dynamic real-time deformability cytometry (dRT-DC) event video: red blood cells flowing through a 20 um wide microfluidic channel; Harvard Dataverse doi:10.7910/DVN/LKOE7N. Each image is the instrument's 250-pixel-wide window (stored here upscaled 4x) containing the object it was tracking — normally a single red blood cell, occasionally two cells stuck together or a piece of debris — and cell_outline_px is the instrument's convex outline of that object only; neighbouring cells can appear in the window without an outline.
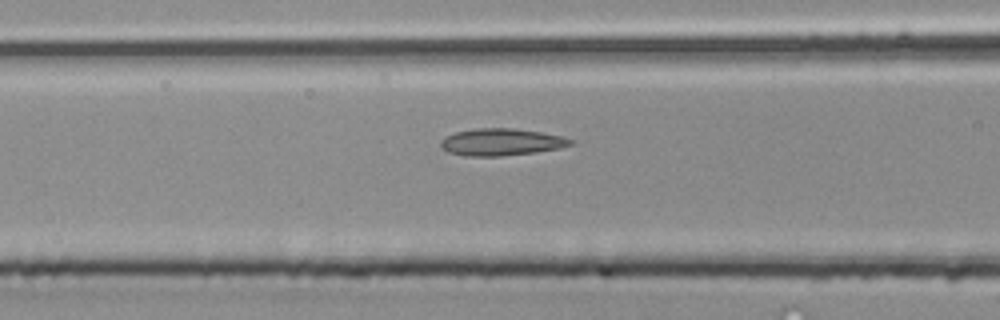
{"species": "common noctule bat (a hibernating species)", "species_latin": "Nyctalus noctula", "temperature_condition": "room temperature", "stored_images_in_passage": 13, "camera_frame_rate_fps": 3000, "um_per_image_px": 0.085, "animal": {"sex": "male", "body_mass_g": 20.4}, "frame": {"image": 1, "passage_image": 11, "time_ms": 3.333, "image_size_px": [1000, 320], "cell_outline_px": [[572, 144], [560, 148], [536, 152], [500, 156], [468, 156], [448, 152], [440, 148], [440, 140], [444, 136], [456, 132], [476, 128], [512, 128], [540, 132], [564, 136], [572, 140]], "centroid_in_image_um": [42.58, 12.07], "position_along_channel_um": 124.0, "area_um2": 20.52}}